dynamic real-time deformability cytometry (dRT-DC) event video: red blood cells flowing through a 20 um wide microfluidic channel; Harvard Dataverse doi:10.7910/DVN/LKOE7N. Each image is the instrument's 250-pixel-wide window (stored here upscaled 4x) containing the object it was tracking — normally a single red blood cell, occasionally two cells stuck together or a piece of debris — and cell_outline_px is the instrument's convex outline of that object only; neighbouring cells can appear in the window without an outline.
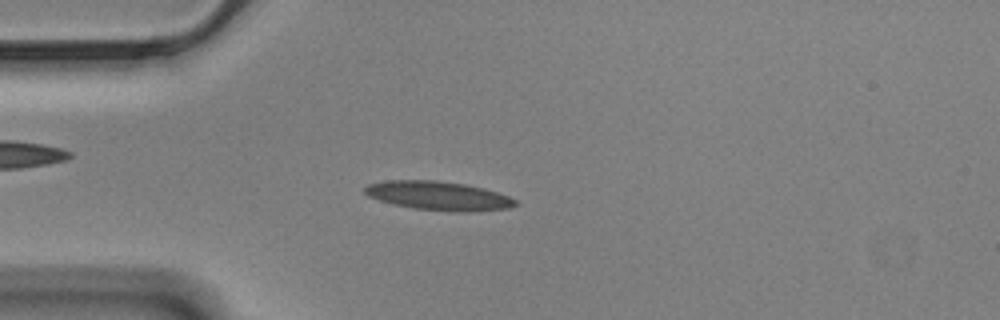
{"species": "Egyptian fruit bat (a non-hibernating species)", "species_latin": "Rousettus aegyptiacus", "temperature_condition": "cold", "stored_images_in_passage": 54, "camera_frame_rate_fps": 3000, "um_per_image_px": 0.085, "animal": {"sex": "male"}, "frame": {"image": 1, "passage_image": 12, "time_ms": 3.667, "image_size_px": [1000, 320], "cell_outline_px": [[520, 204], [508, 208], [472, 212], [456, 212], [412, 208], [392, 204], [368, 196], [364, 192], [364, 188], [368, 184], [388, 180], [436, 180], [464, 184], [484, 188], [508, 196], [516, 200]], "centroid_in_image_um": [37.28, 16.65], "position_along_channel_um": 47.7, "area_um2": 25.43}}
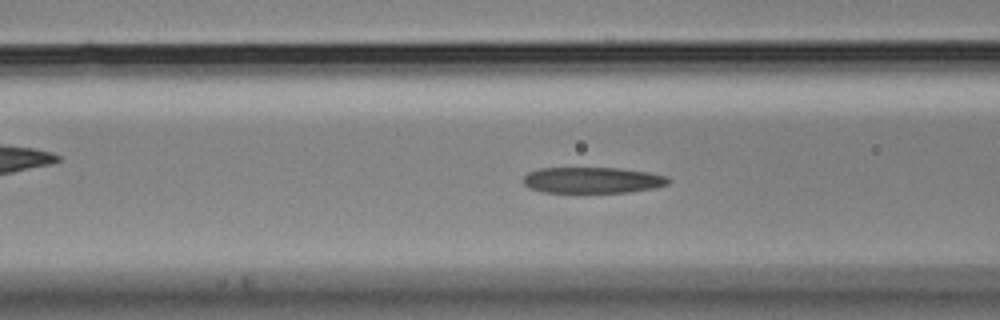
{"frame": {"image": 2, "passage_image": 19, "time_ms": 6.0, "image_size_px": [1000, 320], "cell_outline_px": [[672, 180], [668, 184], [656, 188], [632, 192], [544, 192], [528, 188], [524, 184], [524, 176], [528, 172], [540, 168], [620, 168], [648, 172], [668, 176]], "centroid_in_image_um": [50.41, 15.31], "position_along_channel_um": 116.2, "area_um2": 22.2}}
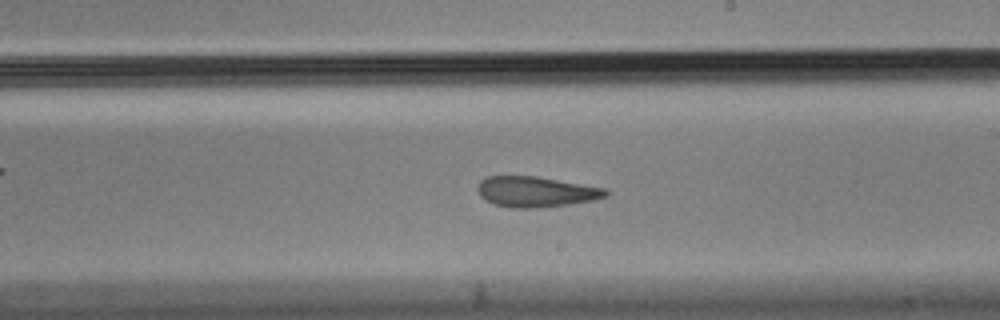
{"frame": {"image": 3, "passage_image": 30, "time_ms": 9.667, "image_size_px": [1000, 320], "cell_outline_px": [[608, 196], [592, 200], [568, 204], [536, 208], [508, 208], [492, 204], [480, 196], [476, 188], [480, 180], [488, 176], [536, 176], [604, 188], [608, 192]], "centroid_in_image_um": [45.49, 16.3], "position_along_channel_um": 243.5, "area_um2": 22.77}, "authors_computed_cell_mechanics": {"area_um2": 23.698, "velocity_mm_per_s": 3.4688, "shape_relaxation_time_tau1_ms": null, "shape_relaxation_time_tau2_ms": 3.373, "deformation_change_tau1": null, "deformation_change_tau2": 0.1097}}